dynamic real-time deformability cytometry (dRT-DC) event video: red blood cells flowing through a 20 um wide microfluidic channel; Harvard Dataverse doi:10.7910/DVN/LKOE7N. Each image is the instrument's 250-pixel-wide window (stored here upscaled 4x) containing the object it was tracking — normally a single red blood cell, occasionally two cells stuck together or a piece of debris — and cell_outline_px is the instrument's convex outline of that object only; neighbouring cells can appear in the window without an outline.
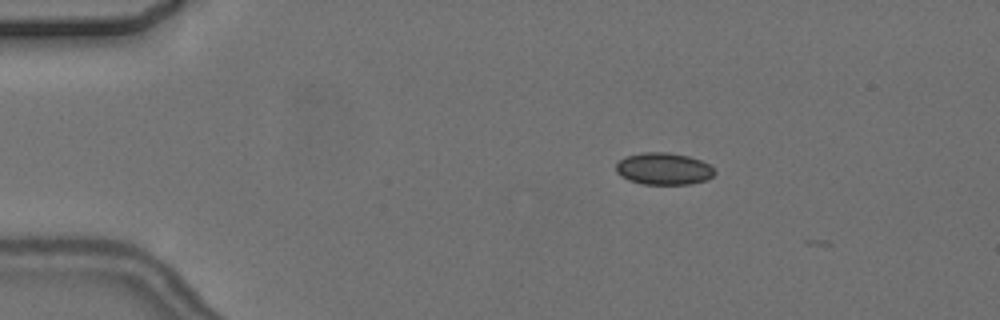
{"species": "common noctule bat (a hibernating species)", "species_latin": "Nyctalus noctula", "temperature_condition": "cold", "stored_images_in_passage": 4, "camera_frame_rate_fps": 3000, "um_per_image_px": 0.085, "animal": {"sex": "female", "body_mass_g": 24.6, "forearm_length_mm": 56.2}, "frame": {"image": 1, "passage_image": 2, "time_ms": 1.0, "image_size_px": [1000, 320], "cell_outline_px": [[716, 172], [708, 180], [688, 184], [644, 184], [628, 180], [620, 176], [616, 172], [616, 164], [624, 156], [640, 152], [668, 152], [688, 156], [700, 160], [708, 164]], "centroid_in_image_um": [56.38, 14.34], "position_along_channel_um": 28.6, "area_um2": 18.5}}